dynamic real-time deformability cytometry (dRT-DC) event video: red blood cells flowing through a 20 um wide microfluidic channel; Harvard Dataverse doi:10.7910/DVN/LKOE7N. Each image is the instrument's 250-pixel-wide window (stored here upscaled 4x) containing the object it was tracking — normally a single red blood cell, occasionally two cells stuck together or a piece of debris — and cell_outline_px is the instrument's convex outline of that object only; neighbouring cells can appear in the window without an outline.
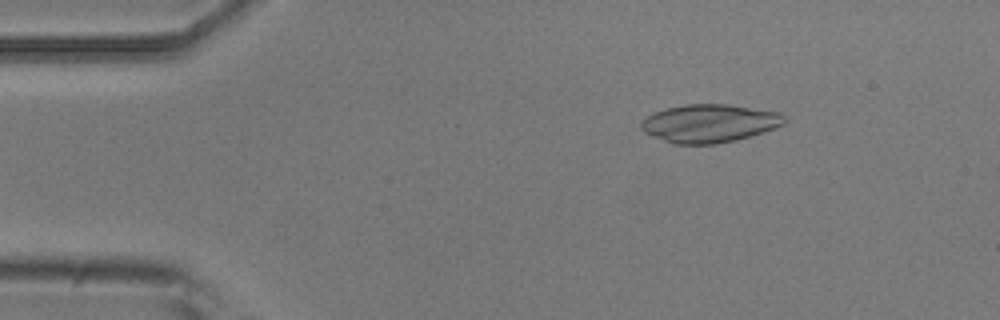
{"species": "common noctule bat (a hibernating species)", "species_latin": "Nyctalus noctula", "temperature_condition": "room temperature", "stored_images_in_passage": 54, "camera_frame_rate_fps": 3000, "um_per_image_px": 0.085, "animal": {"sex": "male", "body_mass_g": 20.5, "forearm_length_mm": 52.5}, "frame": {"image": 1, "passage_image": 8, "time_ms": 2.333, "image_size_px": [1000, 320], "cell_outline_px": [[788, 120], [784, 124], [764, 132], [736, 140], [716, 144], [676, 144], [664, 140], [644, 132], [640, 128], [640, 124], [648, 116], [664, 108], [684, 104], [728, 104], [780, 112]], "centroid_in_image_um": [60.33, 10.48], "position_along_channel_um": 24.7, "area_um2": 31.85}}
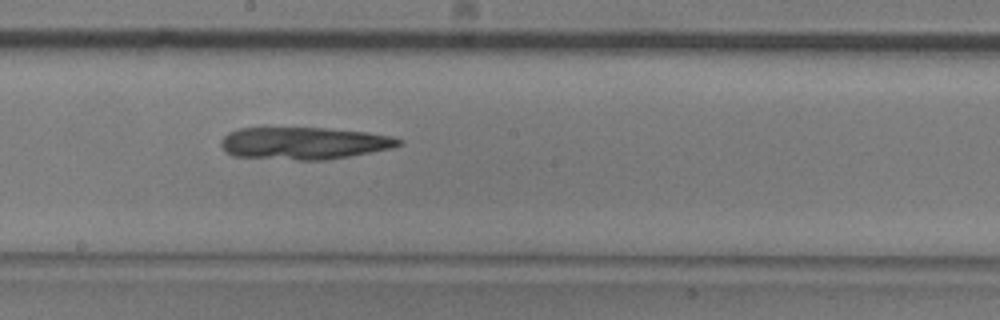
{"frame": {"image": 2, "passage_image": 29, "time_ms": 9.333, "image_size_px": [1000, 320], "cell_outline_px": [[404, 144], [392, 148], [328, 160], [300, 160], [232, 156], [224, 152], [220, 144], [220, 140], [228, 132], [240, 128], [328, 128], [368, 132], [392, 136], [404, 140]], "centroid_in_image_um": [25.85, 12.17], "position_along_channel_um": 222.4, "area_um2": 33.76}}
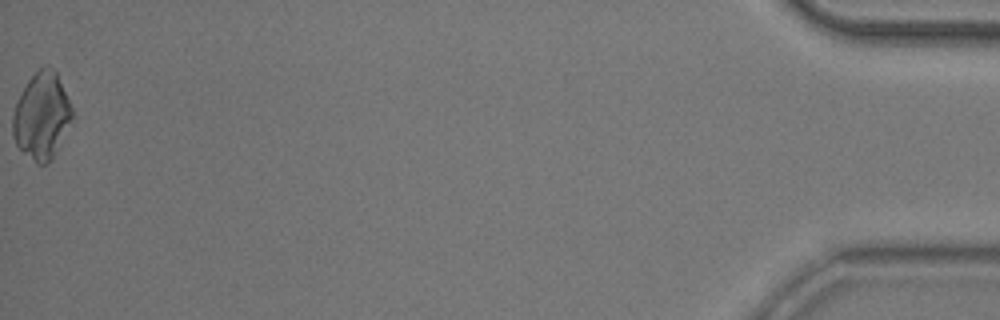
{"frame": {"image": 3, "passage_image": 54, "time_ms": 17.667, "image_size_px": [1000, 320], "cell_outline_px": [[72, 116], [56, 152], [48, 164], [36, 164], [16, 144], [12, 136], [12, 116], [16, 104], [28, 80], [44, 64], [56, 72], [72, 108]], "centroid_in_image_um": [3.52, 9.87], "position_along_channel_um": 431.7, "area_um2": 29.36}}